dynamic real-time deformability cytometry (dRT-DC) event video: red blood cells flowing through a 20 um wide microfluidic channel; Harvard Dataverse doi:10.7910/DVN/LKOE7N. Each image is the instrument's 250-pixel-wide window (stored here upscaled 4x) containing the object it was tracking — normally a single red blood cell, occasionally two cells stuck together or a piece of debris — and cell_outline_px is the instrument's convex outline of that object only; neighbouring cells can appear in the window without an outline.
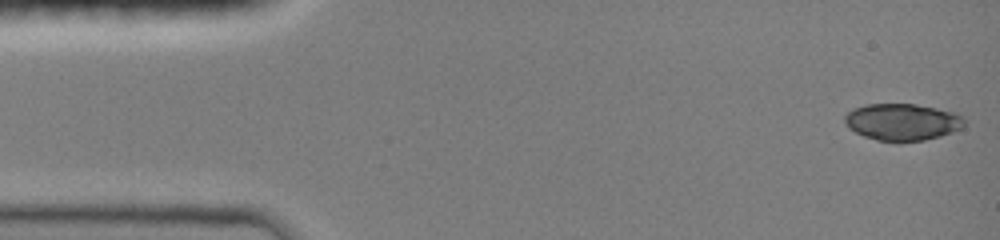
{"species": "common noctule bat (a hibernating species)", "species_latin": "Nyctalus noctula", "temperature_condition": "room temperature", "stored_images_in_passage": 46, "camera_frame_rate_fps": 3000, "um_per_image_px": 0.085, "animal": {"sex": "female", "body_mass_g": 19.0, "forearm_length_mm": 51.5}, "frame": {"image": 1, "passage_image": 1, "time_ms": 0.0, "image_size_px": [1000, 240], "cell_outline_px": [[964, 128], [940, 136], [924, 140], [876, 140], [864, 136], [848, 128], [844, 120], [844, 116], [852, 108], [864, 104], [916, 104], [956, 112], [964, 120]], "centroid_in_image_um": [76.68, 10.34], "position_along_channel_um": 8.3, "area_um2": 25.55}}
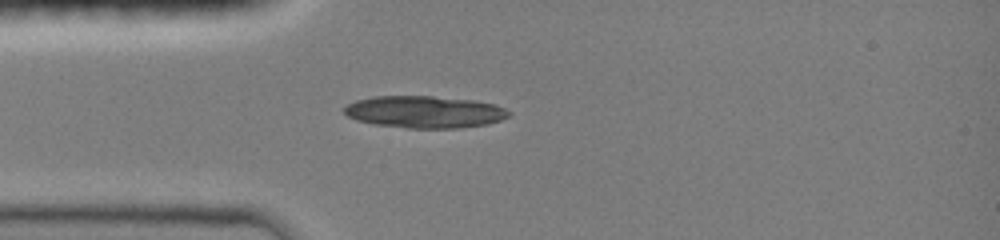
{"frame": {"image": 2, "passage_image": 12, "time_ms": 3.667, "image_size_px": [1000, 240], "cell_outline_px": [[512, 112], [508, 116], [500, 120], [488, 124], [456, 128], [408, 128], [372, 124], [356, 120], [348, 116], [344, 112], [344, 108], [348, 104], [356, 100], [376, 96], [432, 96], [476, 100], [496, 104]], "centroid_in_image_um": [36.11, 9.51], "position_along_channel_um": 48.9, "area_um2": 30.87}}
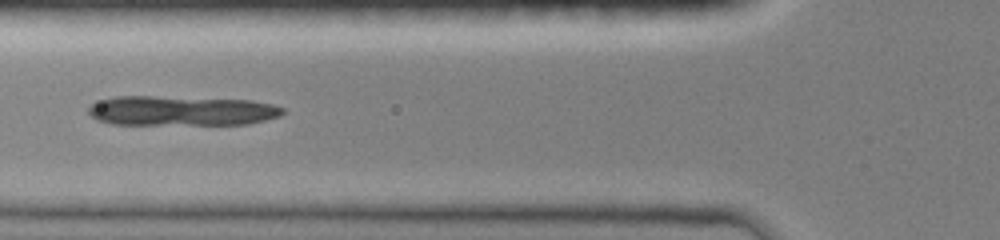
{"frame": {"image": 3, "passage_image": 17, "time_ms": 5.333, "image_size_px": [1000, 240], "cell_outline_px": [[284, 112], [280, 116], [248, 124], [112, 124], [96, 120], [88, 112], [88, 108], [92, 104], [116, 96], [152, 96], [252, 100], [272, 104], [284, 108]], "centroid_in_image_um": [15.43, 9.41], "position_along_channel_um": 110.4, "area_um2": 33.58}}